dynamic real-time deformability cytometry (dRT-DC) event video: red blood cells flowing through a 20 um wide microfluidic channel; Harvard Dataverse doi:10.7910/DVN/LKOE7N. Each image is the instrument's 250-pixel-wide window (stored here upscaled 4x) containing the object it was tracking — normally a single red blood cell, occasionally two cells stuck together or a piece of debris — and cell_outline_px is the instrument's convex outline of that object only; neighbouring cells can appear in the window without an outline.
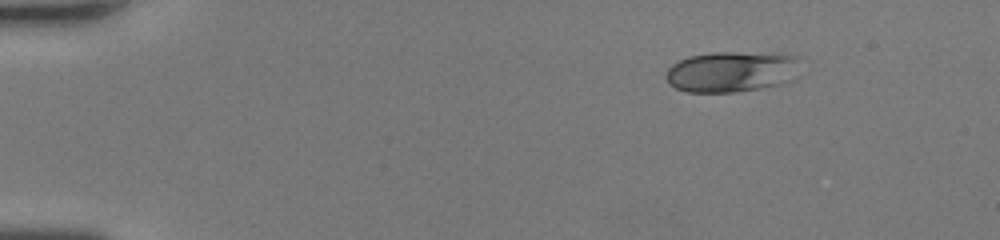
{"species": "human", "species_latin": "Homo sapiens", "temperature_condition": "room temperature", "stored_images_in_passage": 42, "camera_frame_rate_fps": 3000, "um_per_image_px": 0.085, "donor": {"sex": "female"}, "frame": {"image": 1, "passage_image": 1, "time_ms": 0.0, "image_size_px": [1000, 240], "cell_outline_px": [[796, 56], [792, 80], [780, 84], [760, 88], [736, 92], [688, 92], [676, 88], [668, 84], [668, 68], [672, 64], [688, 56], [712, 52], [776, 52]], "centroid_in_image_um": [62.14, 6.08], "position_along_channel_um": 22.9, "area_um2": 31.73}}
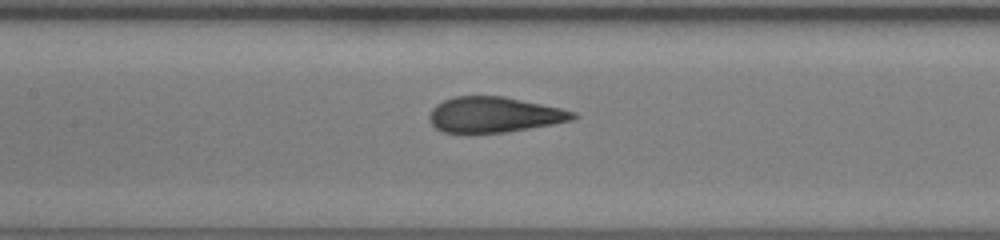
{"frame": {"image": 2, "passage_image": 18, "time_ms": 5.667, "image_size_px": [1000, 240], "cell_outline_px": [[580, 116], [572, 120], [552, 124], [504, 132], [444, 132], [436, 128], [432, 124], [428, 116], [432, 108], [436, 104], [444, 100], [456, 96], [504, 96], [560, 108], [576, 112]], "centroid_in_image_um": [42.01, 9.73], "position_along_channel_um": 165.4, "area_um2": 29.42}}
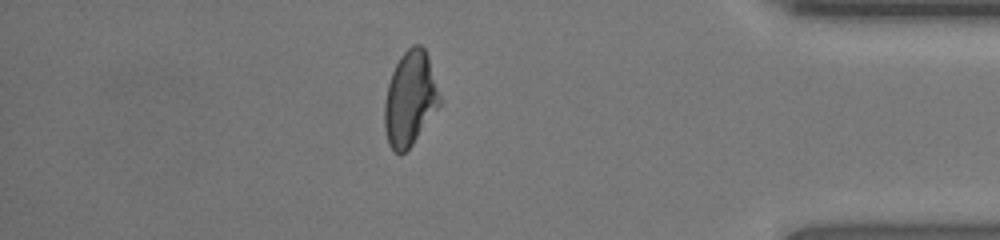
{"frame": {"image": 3, "passage_image": 36, "time_ms": 11.667, "image_size_px": [1000, 240], "cell_outline_px": [[440, 104], [412, 144], [404, 152], [396, 152], [388, 144], [384, 128], [384, 104], [388, 84], [392, 72], [400, 56], [412, 44], [420, 44], [424, 48], [428, 56], [440, 96]], "centroid_in_image_um": [34.83, 8.36], "position_along_channel_um": 400.4, "area_um2": 29.94}, "authors_computed_cell_mechanics": {"area_um2": 30.345, "velocity_mm_per_s": 4.4353, "shape_relaxation_time_tau1_ms": 4.5516, "shape_relaxation_time_tau2_ms": null, "deformation_change_tau1": 0.1996, "deformation_change_tau2": null}}